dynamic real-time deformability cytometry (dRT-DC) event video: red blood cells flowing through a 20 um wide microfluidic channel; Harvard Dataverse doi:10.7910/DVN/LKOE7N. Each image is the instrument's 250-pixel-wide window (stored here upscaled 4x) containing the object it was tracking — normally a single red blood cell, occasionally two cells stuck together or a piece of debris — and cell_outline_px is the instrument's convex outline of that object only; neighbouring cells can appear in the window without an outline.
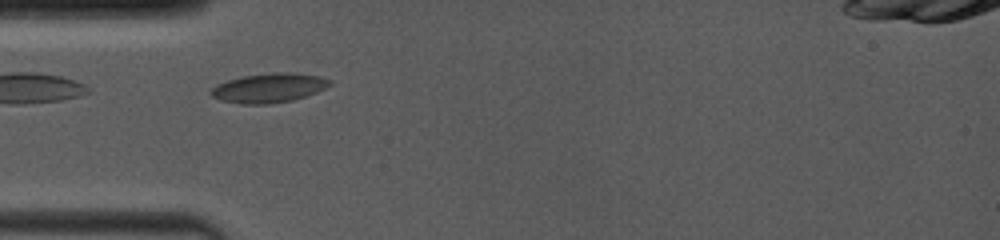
{"species": "common noctule bat (a hibernating species)", "species_latin": "Nyctalus noctula", "temperature_condition": "room temperature", "stored_images_in_passage": 4, "camera_frame_rate_fps": 4000, "um_per_image_px": 0.085, "animal": {"sex": "female", "body_mass_g": 19.0, "forearm_length_mm": 53.3}, "frame": {"image": 1, "passage_image": 1, "time_ms": 0.0, "image_size_px": [1000, 240], "cell_outline_px": [[332, 84], [316, 92], [292, 100], [268, 104], [240, 104], [220, 100], [212, 96], [208, 92], [216, 84], [228, 80], [244, 76], [276, 72], [288, 72], [320, 76], [332, 80]], "centroid_in_image_um": [22.83, 7.47], "position_along_channel_um": 62.2, "area_um2": 20.23}}
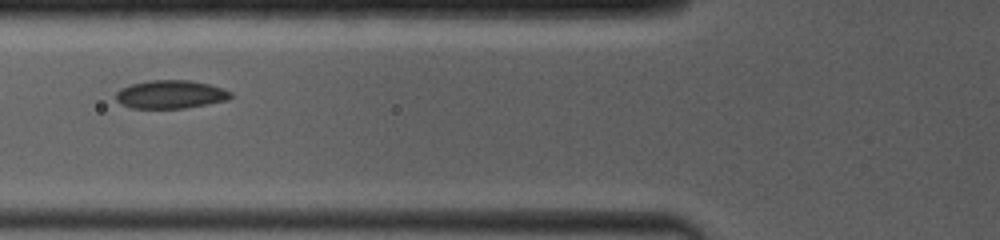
{"frame": {"image": 2, "passage_image": 3, "time_ms": 1.25, "image_size_px": [1000, 240], "cell_outline_px": [[232, 96], [228, 100], [208, 104], [184, 108], [132, 108], [120, 104], [116, 100], [116, 92], [120, 88], [132, 84], [152, 80], [188, 80], [208, 84], [232, 92]], "centroid_in_image_um": [14.48, 8.03], "position_along_channel_um": 111.3, "area_um2": 18.84}}